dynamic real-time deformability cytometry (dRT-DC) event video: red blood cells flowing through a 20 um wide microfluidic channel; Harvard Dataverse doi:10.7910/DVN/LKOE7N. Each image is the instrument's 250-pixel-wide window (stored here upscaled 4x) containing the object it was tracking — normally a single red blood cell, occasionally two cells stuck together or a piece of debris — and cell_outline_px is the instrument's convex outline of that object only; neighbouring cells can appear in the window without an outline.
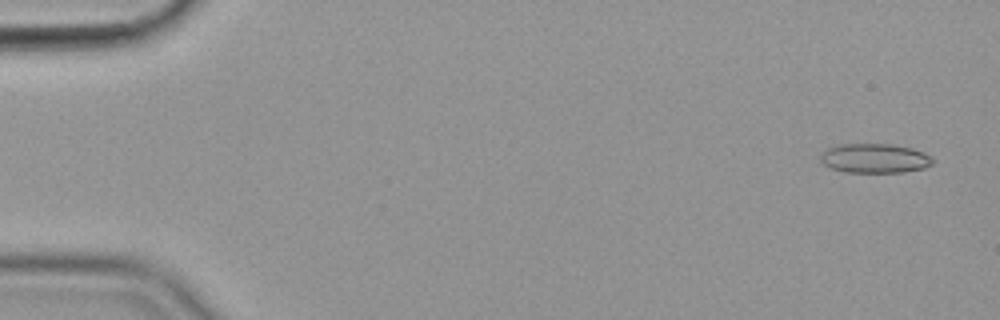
{"species": "common noctule bat (a hibernating species)", "species_latin": "Nyctalus noctula", "temperature_condition": "cold", "stored_images_in_passage": 57, "camera_frame_rate_fps": 3000, "um_per_image_px": 0.085, "animal": {"sex": "female", "body_mass_g": 19.9}, "frame": {"image": 1, "passage_image": 3, "time_ms": 0.667, "image_size_px": [1000, 320], "cell_outline_px": [[936, 160], [932, 164], [924, 168], [904, 172], [844, 172], [828, 168], [820, 160], [820, 152], [828, 148], [840, 144], [892, 144], [912, 148], [924, 152], [932, 156]], "centroid_in_image_um": [74.35, 13.46], "position_along_channel_um": 10.6, "area_um2": 19.54}}
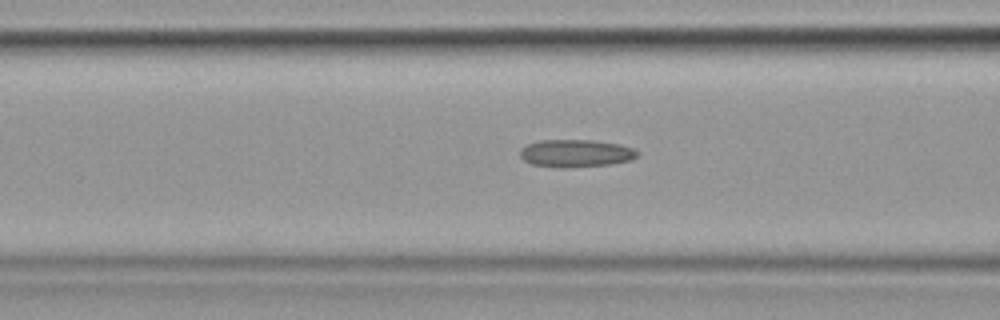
{"frame": {"image": 2, "passage_image": 23, "time_ms": 7.333, "image_size_px": [1000, 320], "cell_outline_px": [[640, 156], [632, 160], [612, 164], [564, 168], [560, 168], [532, 164], [524, 160], [520, 156], [520, 148], [528, 144], [540, 140], [592, 140], [620, 144], [632, 148], [640, 152]], "centroid_in_image_um": [48.98, 13.03], "position_along_channel_um": 117.6, "area_um2": 19.07}}
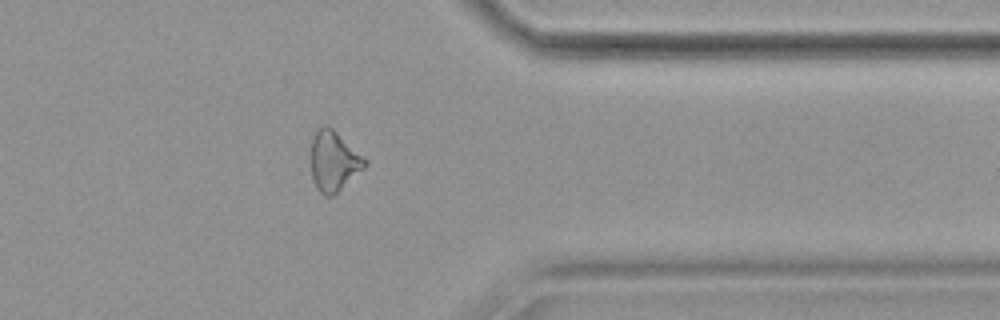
{"frame": {"image": 3, "passage_image": 46, "time_ms": 15.0, "image_size_px": [1000, 320], "cell_outline_px": [[368, 164], [364, 168], [332, 196], [324, 196], [316, 188], [312, 176], [312, 140], [316, 132], [324, 124], [328, 124], [364, 156], [368, 160]], "centroid_in_image_um": [28.39, 13.68], "position_along_channel_um": 383.0, "area_um2": 18.67}, "authors_computed_cell_mechanics": {"area_um2": 18.7272, "velocity_mm_per_s": 3.5788, "shape_relaxation_time_tau1_ms": 5.9011, "shape_relaxation_time_tau2_ms": 3.378, "deformation_change_tau1": 0.1386, "deformation_change_tau2": 0.1237}}